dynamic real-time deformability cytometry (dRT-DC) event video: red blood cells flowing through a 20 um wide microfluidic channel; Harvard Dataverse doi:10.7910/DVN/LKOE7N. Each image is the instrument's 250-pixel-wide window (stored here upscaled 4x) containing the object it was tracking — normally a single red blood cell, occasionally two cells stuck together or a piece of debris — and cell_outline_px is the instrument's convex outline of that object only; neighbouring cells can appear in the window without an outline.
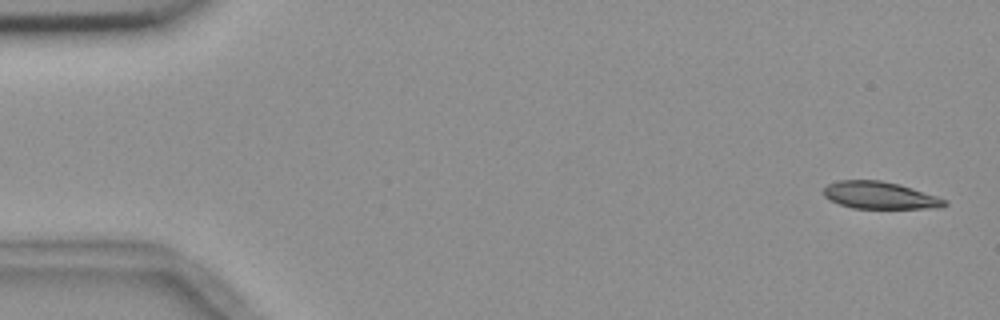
{"species": "common noctule bat (a hibernating species)", "species_latin": "Nyctalus noctula", "temperature_condition": "room temperature", "stored_images_in_passage": 5, "camera_frame_rate_fps": 3000, "um_per_image_px": 0.085, "animal": {"sex": "female", "body_mass_g": 18.4}, "frame": {"image": 1, "passage_image": 1, "time_ms": 0.0, "image_size_px": [1000, 320], "cell_outline_px": [[948, 204], [940, 208], [852, 208], [828, 200], [824, 196], [824, 188], [828, 184], [840, 180], [880, 180], [900, 184], [948, 200]], "centroid_in_image_um": [74.79, 16.6], "position_along_channel_um": 10.2, "area_um2": 19.19}}
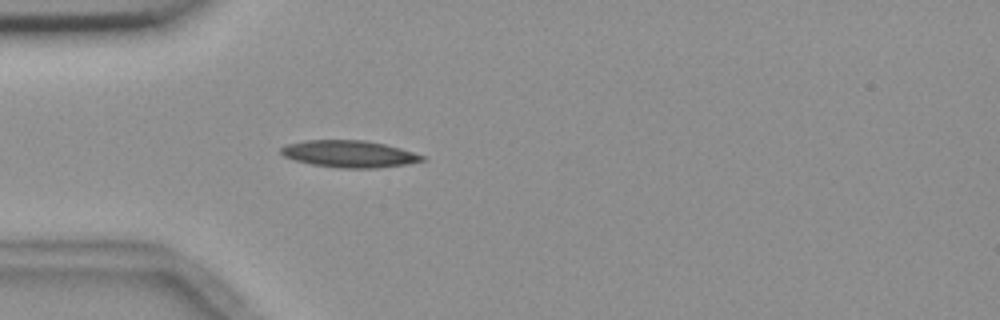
{"frame": {"image": 2, "passage_image": 5, "time_ms": 4.667, "image_size_px": [1000, 320], "cell_outline_px": [[424, 160], [404, 164], [376, 168], [340, 168], [312, 164], [296, 160], [284, 156], [280, 152], [280, 148], [288, 144], [304, 140], [364, 140], [384, 144], [400, 148], [424, 156]], "centroid_in_image_um": [29.65, 13.08], "position_along_channel_um": 55.3, "area_um2": 21.85}}